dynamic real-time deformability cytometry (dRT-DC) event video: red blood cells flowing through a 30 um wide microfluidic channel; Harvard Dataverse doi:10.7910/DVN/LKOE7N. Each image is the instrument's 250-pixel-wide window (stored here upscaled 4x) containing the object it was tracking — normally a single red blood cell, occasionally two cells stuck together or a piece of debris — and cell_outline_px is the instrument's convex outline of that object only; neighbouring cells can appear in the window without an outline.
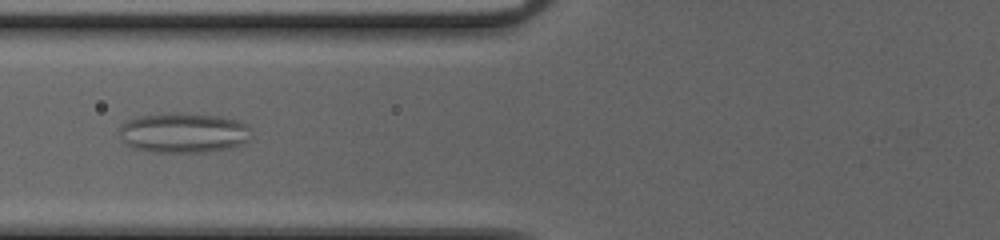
{"species": "common noctule bat (a hibernating species)", "species_latin": "Nyctalus noctula", "temperature_condition": "cold", "stored_images_in_passage": 52, "camera_frame_rate_fps": 3000, "um_per_image_px": 0.085, "animal": {"sex": "female", "body_mass_g": 20.0, "forearm_length_mm": 54.0}, "frame": {"image": 1, "passage_image": 26, "time_ms": 8.333, "image_size_px": [1000, 240], "cell_outline_px": [[248, 140], [240, 144], [228, 148], [204, 152], [156, 152], [132, 148], [120, 136], [120, 128], [128, 120], [140, 116], [176, 112], [184, 112], [220, 116], [236, 120], [244, 124], [248, 128]], "centroid_in_image_um": [15.57, 11.28], "position_along_channel_um": 110.2, "area_um2": 30.4}}
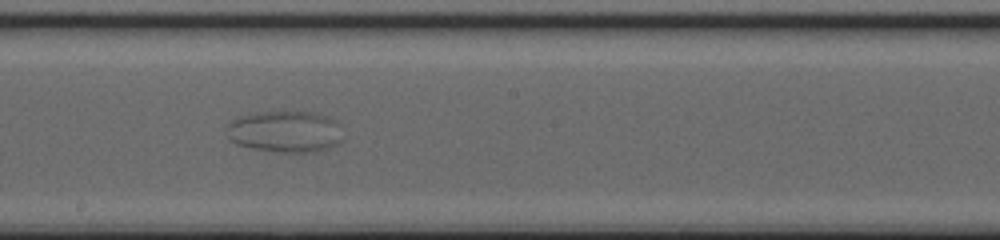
{"frame": {"image": 2, "passage_image": 35, "time_ms": 11.333, "image_size_px": [1000, 240], "cell_outline_px": [[340, 124], [336, 144], [328, 148], [312, 152], [276, 152], [236, 144], [228, 136], [224, 128], [232, 120], [240, 116], [256, 112], [312, 112], [328, 116], [336, 120]], "centroid_in_image_um": [24.18, 11.17], "position_along_channel_um": 224.0, "area_um2": 27.86}}
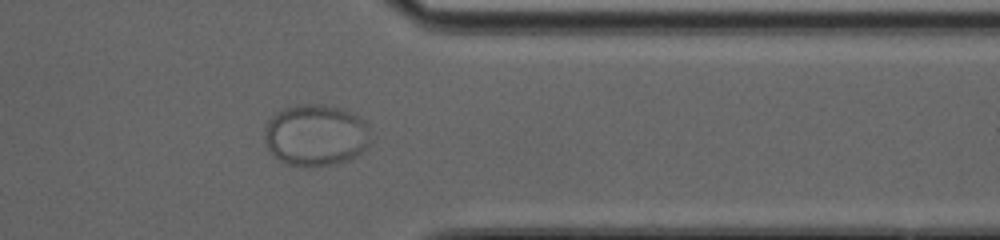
{"frame": {"image": 3, "passage_image": 48, "time_ms": 15.667, "image_size_px": [1000, 240], "cell_outline_px": [[372, 140], [356, 156], [348, 160], [332, 164], [308, 168], [288, 164], [280, 160], [268, 148], [264, 136], [264, 132], [268, 120], [272, 116], [284, 108], [300, 104], [324, 104], [340, 108], [352, 112], [364, 120], [368, 128]], "centroid_in_image_um": [26.85, 11.49], "position_along_channel_um": 384.5, "area_um2": 38.21}}